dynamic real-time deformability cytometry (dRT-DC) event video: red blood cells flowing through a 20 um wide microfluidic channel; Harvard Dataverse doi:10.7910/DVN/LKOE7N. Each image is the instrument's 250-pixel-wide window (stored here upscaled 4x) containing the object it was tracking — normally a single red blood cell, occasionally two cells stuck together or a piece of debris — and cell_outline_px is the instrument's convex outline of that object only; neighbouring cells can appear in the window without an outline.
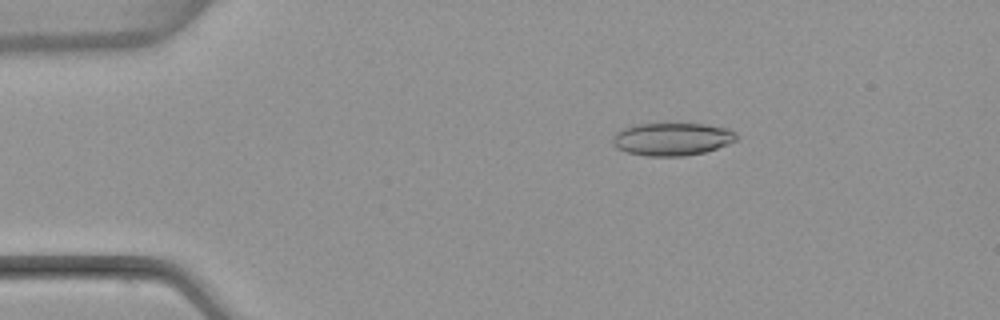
{"species": "common noctule bat (a hibernating species)", "species_latin": "Nyctalus noctula", "temperature_condition": "warm", "stored_images_in_passage": 51, "camera_frame_rate_fps": 3000, "um_per_image_px": 0.085, "animal": {"sex": "female", "body_mass_g": 22.7, "forearm_length_mm": 54.2}, "frame": {"image": 1, "passage_image": 9, "time_ms": 2.667, "image_size_px": [1000, 320], "cell_outline_px": [[736, 140], [728, 144], [704, 152], [684, 156], [648, 156], [628, 152], [616, 148], [612, 140], [612, 136], [616, 132], [624, 128], [636, 124], [704, 124], [728, 128], [736, 132]], "centroid_in_image_um": [57.12, 11.82], "position_along_channel_um": 27.9, "area_um2": 23.52}}
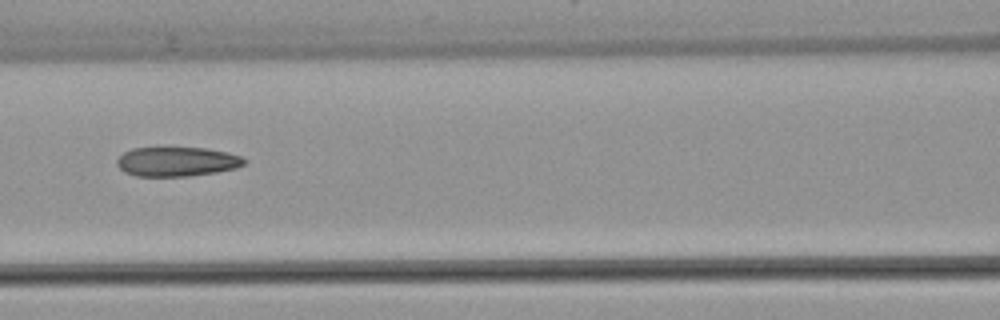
{"frame": {"image": 2, "passage_image": 23, "time_ms": 7.333, "image_size_px": [1000, 320], "cell_outline_px": [[248, 160], [244, 164], [236, 168], [216, 172], [188, 176], [136, 176], [124, 172], [116, 164], [116, 160], [124, 152], [132, 148], [208, 148], [228, 152], [244, 156]], "centroid_in_image_um": [15.07, 13.73], "position_along_channel_um": 151.5, "area_um2": 21.96}}
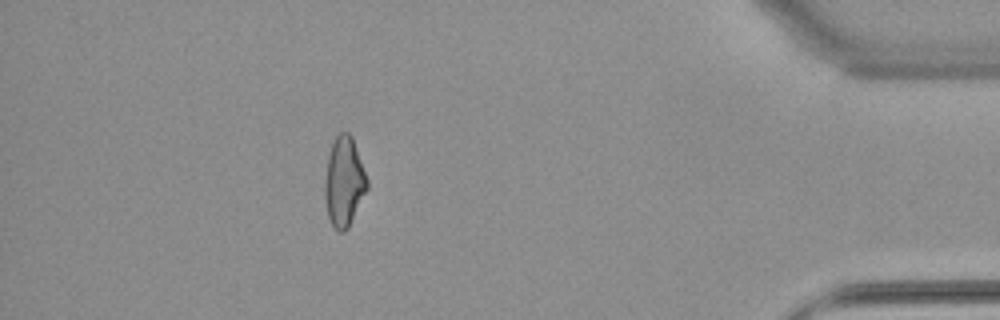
{"frame": {"image": 3, "passage_image": 46, "time_ms": 15.0, "image_size_px": [1000, 320], "cell_outline_px": [[368, 188], [348, 228], [344, 232], [340, 232], [332, 224], [328, 216], [324, 200], [324, 180], [328, 156], [332, 144], [336, 136], [340, 132], [348, 132], [352, 136], [368, 180]], "centroid_in_image_um": [29.24, 15.45], "position_along_channel_um": 406.0, "area_um2": 22.08}, "authors_computed_cell_mechanics": {"area_um2": 22.831, "velocity_mm_per_s": 3.9691, "shape_relaxation_time_tau1_ms": null, "shape_relaxation_time_tau2_ms": 3.0954, "deformation_change_tau1": null, "deformation_change_tau2": 0.1238}}